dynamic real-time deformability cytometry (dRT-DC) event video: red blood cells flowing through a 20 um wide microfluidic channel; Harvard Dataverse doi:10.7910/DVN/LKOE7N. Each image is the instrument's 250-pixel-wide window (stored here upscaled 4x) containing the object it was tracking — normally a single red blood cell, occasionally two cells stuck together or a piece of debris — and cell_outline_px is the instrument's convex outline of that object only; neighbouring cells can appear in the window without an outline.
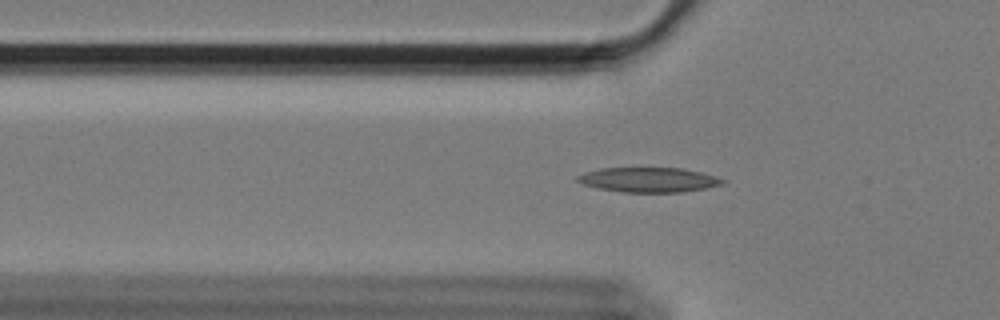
{"species": "Egyptian fruit bat (a non-hibernating species)", "species_latin": "Rousettus aegyptiacus", "temperature_condition": "cold", "stored_images_in_passage": 59, "camera_frame_rate_fps": 3000, "um_per_image_px": 0.085, "animal": {"sex": "female"}, "frame": {"image": 1, "passage_image": 19, "time_ms": 6.0, "image_size_px": [1000, 320], "cell_outline_px": [[724, 184], [704, 188], [680, 192], [624, 192], [596, 188], [584, 184], [576, 180], [576, 176], [600, 168], [680, 168], [700, 172], [724, 180]], "centroid_in_image_um": [55.09, 15.28], "position_along_channel_um": 70.7, "area_um2": 20.58}}
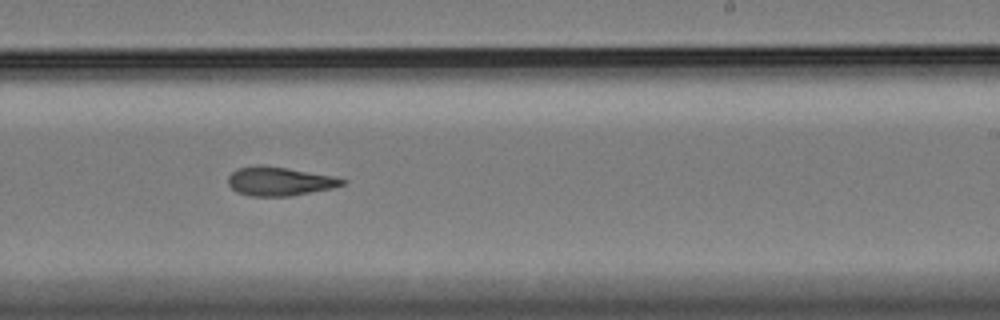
{"frame": {"image": 2, "passage_image": 36, "time_ms": 11.667, "image_size_px": [1000, 320], "cell_outline_px": [[348, 180], [344, 184], [332, 188], [292, 196], [248, 196], [236, 192], [228, 184], [228, 176], [236, 168], [260, 164], [288, 168], [336, 176]], "centroid_in_image_um": [23.75, 15.4], "position_along_channel_um": 265.2, "area_um2": 19.48}}
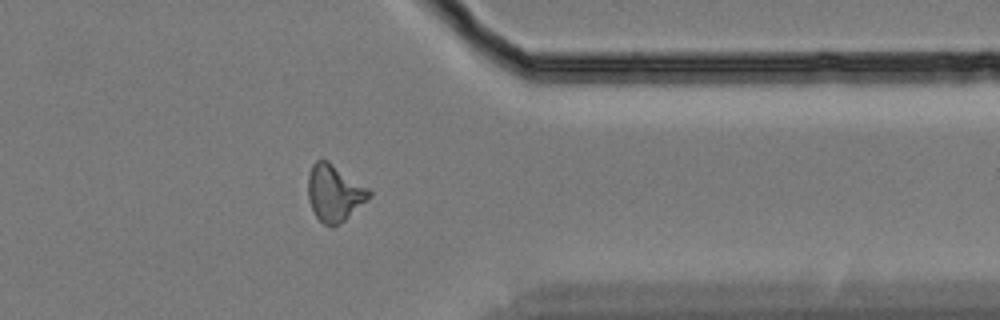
{"frame": {"image": 3, "passage_image": 47, "time_ms": 15.333, "image_size_px": [1000, 320], "cell_outline_px": [[372, 196], [344, 220], [332, 228], [324, 224], [316, 216], [308, 200], [308, 176], [312, 164], [316, 160], [328, 160], [368, 188], [372, 192]], "centroid_in_image_um": [28.41, 16.4], "position_along_channel_um": 383.0, "area_um2": 20.06}, "authors_computed_cell_mechanics": {"area_um2": 19.4786, "velocity_mm_per_s": 3.4197, "shape_relaxation_time_tau1_ms": null, "shape_relaxation_time_tau2_ms": 5.6079, "deformation_change_tau1": null, "deformation_change_tau2": 0.1495}}